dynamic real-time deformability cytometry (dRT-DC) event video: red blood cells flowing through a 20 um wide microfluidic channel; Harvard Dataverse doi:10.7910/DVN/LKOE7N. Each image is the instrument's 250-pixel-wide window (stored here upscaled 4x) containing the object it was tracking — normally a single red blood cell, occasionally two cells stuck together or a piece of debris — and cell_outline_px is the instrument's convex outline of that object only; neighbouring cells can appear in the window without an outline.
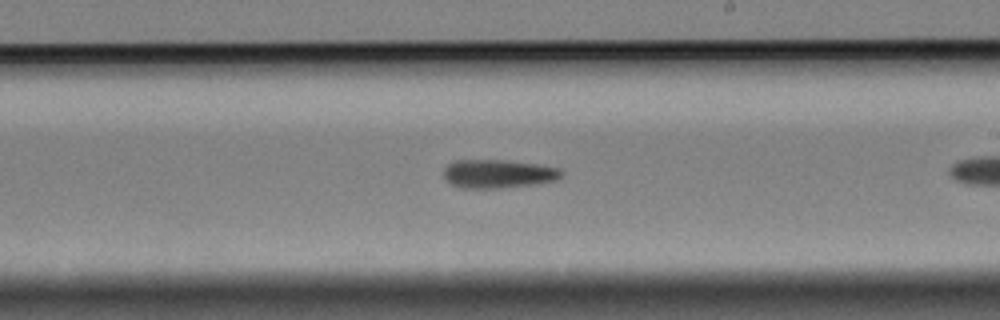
{"species": "Egyptian fruit bat (a non-hibernating species)", "species_latin": "Rousettus aegyptiacus", "temperature_condition": "cold", "stored_images_in_passage": 17, "camera_frame_rate_fps": 3000, "um_per_image_px": 0.085, "animal": {"sex": "female"}, "frame": {"image": 1, "passage_image": 12, "time_ms": 3.667, "image_size_px": [1000, 320], "cell_outline_px": [[564, 176], [556, 180], [532, 184], [500, 188], [460, 188], [444, 180], [444, 168], [448, 164], [456, 160], [504, 160], [536, 164], [560, 168], [564, 172]], "centroid_in_image_um": [42.34, 14.77], "position_along_channel_um": 246.7, "area_um2": 19.65}}
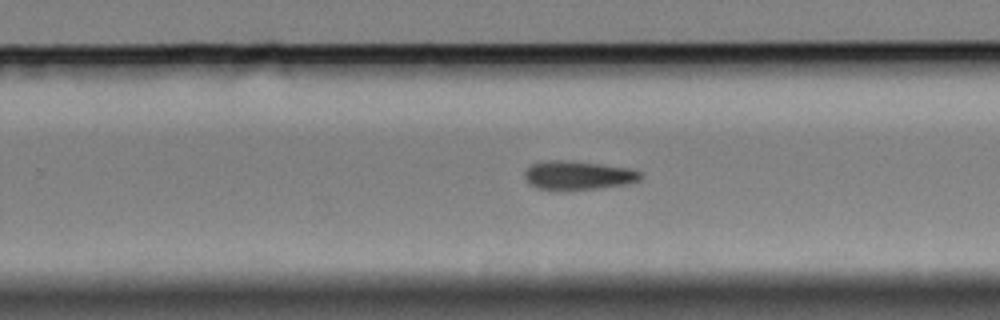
{"frame": {"image": 2, "passage_image": 15, "time_ms": 4.667, "image_size_px": [1000, 320], "cell_outline_px": [[644, 176], [640, 180], [628, 184], [596, 188], [556, 192], [552, 192], [536, 188], [528, 184], [524, 176], [524, 172], [532, 164], [540, 160], [572, 160], [632, 168], [640, 172]], "centroid_in_image_um": [49.1, 14.92], "position_along_channel_um": 280.7, "area_um2": 20.29}}